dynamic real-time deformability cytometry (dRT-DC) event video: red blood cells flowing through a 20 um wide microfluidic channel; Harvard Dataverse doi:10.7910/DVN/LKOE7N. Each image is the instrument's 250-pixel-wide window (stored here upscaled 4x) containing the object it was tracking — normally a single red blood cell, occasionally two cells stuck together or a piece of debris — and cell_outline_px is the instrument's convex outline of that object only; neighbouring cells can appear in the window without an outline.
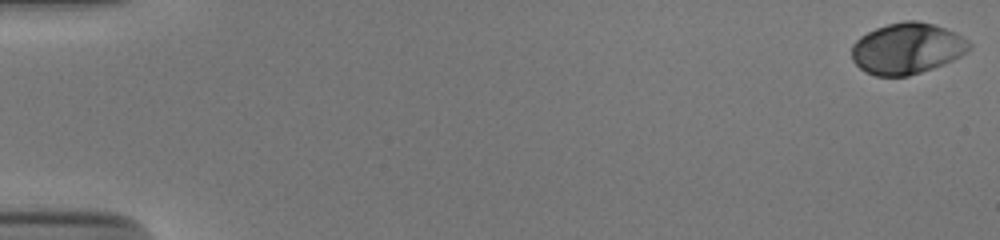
{"species": "human", "species_latin": "Homo sapiens", "temperature_condition": "cold", "stored_images_in_passage": 54, "camera_frame_rate_fps": 3000, "um_per_image_px": 0.085, "donor": {"sex": "male"}, "frame": {"image": 1, "passage_image": 1, "time_ms": 0.0, "image_size_px": [1000, 240], "cell_outline_px": [[972, 48], [968, 52], [944, 64], [908, 76], [876, 76], [864, 72], [852, 60], [852, 44], [860, 36], [876, 28], [888, 24], [904, 20], [916, 20], [932, 24], [956, 32], [968, 40], [972, 44]], "centroid_in_image_um": [77.11, 4.12], "position_along_channel_um": 7.9, "area_um2": 35.14}}
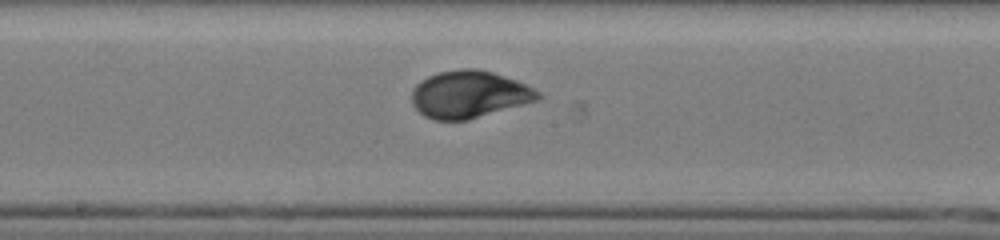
{"frame": {"image": 2, "passage_image": 30, "time_ms": 9.667, "image_size_px": [1000, 240], "cell_outline_px": [[544, 96], [540, 100], [468, 120], [432, 120], [424, 116], [412, 104], [412, 88], [420, 80], [428, 76], [440, 72], [460, 68], [476, 68], [492, 72], [516, 80], [540, 92]], "centroid_in_image_um": [39.88, 8.03], "position_along_channel_um": 208.3, "area_um2": 34.97}}
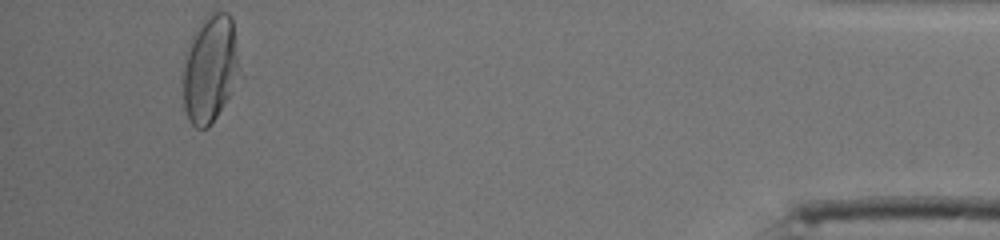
{"frame": {"image": 3, "passage_image": 51, "time_ms": 16.667, "image_size_px": [1000, 240], "cell_outline_px": [[236, 72], [228, 96], [216, 116], [208, 128], [196, 128], [192, 124], [184, 108], [184, 52], [192, 36], [208, 16], [212, 12], [228, 12], [232, 16], [236, 56]], "centroid_in_image_um": [17.79, 5.85], "position_along_channel_um": 417.4, "area_um2": 33.76}, "authors_computed_cell_mechanics": {"area_um2": 34.3043, "velocity_mm_per_s": 3.8784, "shape_relaxation_time_tau1_ms": 3.614, "shape_relaxation_time_tau2_ms": null, "deformation_change_tau1": 0.1534, "deformation_change_tau2": null}}